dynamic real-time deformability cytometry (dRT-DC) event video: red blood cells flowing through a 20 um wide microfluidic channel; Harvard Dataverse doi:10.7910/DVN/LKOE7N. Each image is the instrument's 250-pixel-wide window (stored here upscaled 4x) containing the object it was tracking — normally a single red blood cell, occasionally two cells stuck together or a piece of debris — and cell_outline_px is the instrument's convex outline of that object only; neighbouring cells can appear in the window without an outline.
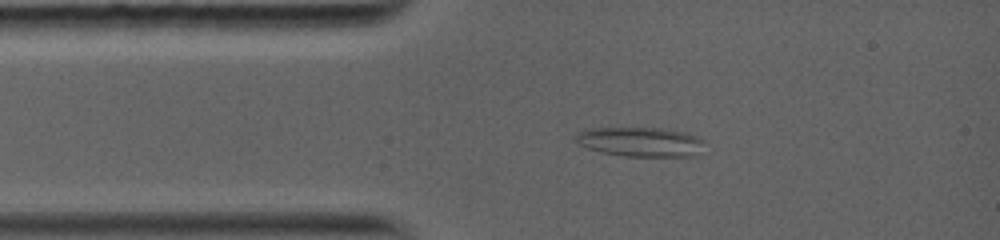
{"species": "common noctule bat (a hibernating species)", "species_latin": "Nyctalus noctula", "temperature_condition": "warm", "stored_images_in_passage": 21, "camera_frame_rate_fps": 5000, "um_per_image_px": 0.085, "animal": {"sex": "female", "body_mass_g": 19.0, "forearm_length_mm": 56.7}, "frame": {"image": 1, "passage_image": 4, "time_ms": 1.8, "image_size_px": [1000, 240], "cell_outline_px": [[704, 140], [696, 156], [624, 156], [600, 152], [588, 148], [580, 144], [576, 140], [576, 132], [588, 128], [660, 128], [688, 132]], "centroid_in_image_um": [54.42, 12.05], "position_along_channel_um": 30.6, "area_um2": 22.08}}
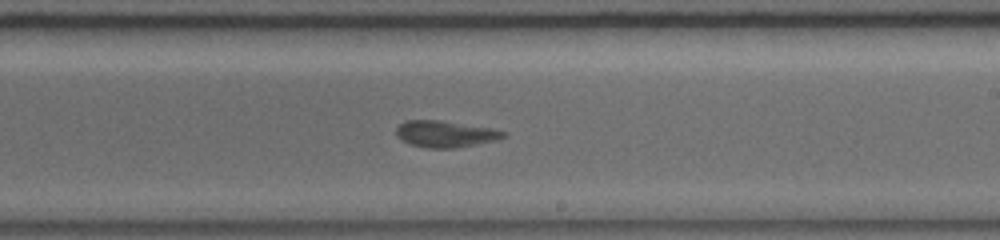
{"frame": {"image": 2, "passage_image": 12, "time_ms": 7.6, "image_size_px": [1000, 240], "cell_outline_px": [[508, 136], [496, 140], [456, 148], [428, 148], [412, 144], [400, 140], [396, 136], [396, 128], [404, 120], [440, 120], [492, 128], [504, 132]], "centroid_in_image_um": [37.83, 11.38], "position_along_channel_um": 251.2, "area_um2": 16.59}}
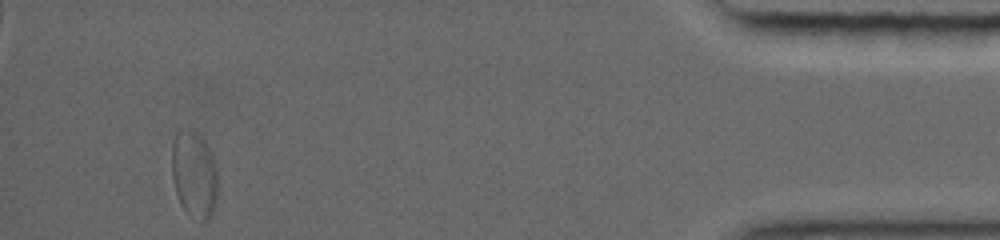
{"frame": {"image": 3, "passage_image": 21, "time_ms": 13.8, "image_size_px": [1000, 240], "cell_outline_px": [[216, 200], [212, 212], [208, 220], [204, 220], [188, 212], [180, 204], [172, 180], [172, 144], [176, 136], [180, 132], [196, 132], [204, 140], [212, 156], [216, 168]], "centroid_in_image_um": [16.49, 14.83], "position_along_channel_um": 418.7, "area_um2": 22.37}, "authors_computed_cell_mechanics": {"area_um2": 18.0336, "velocity_mm_per_s": 4.0477, "shape_relaxation_time_tau1_ms": null, "shape_relaxation_time_tau2_ms": 2.5793, "deformation_change_tau1": null, "deformation_change_tau2": 0.0855}}